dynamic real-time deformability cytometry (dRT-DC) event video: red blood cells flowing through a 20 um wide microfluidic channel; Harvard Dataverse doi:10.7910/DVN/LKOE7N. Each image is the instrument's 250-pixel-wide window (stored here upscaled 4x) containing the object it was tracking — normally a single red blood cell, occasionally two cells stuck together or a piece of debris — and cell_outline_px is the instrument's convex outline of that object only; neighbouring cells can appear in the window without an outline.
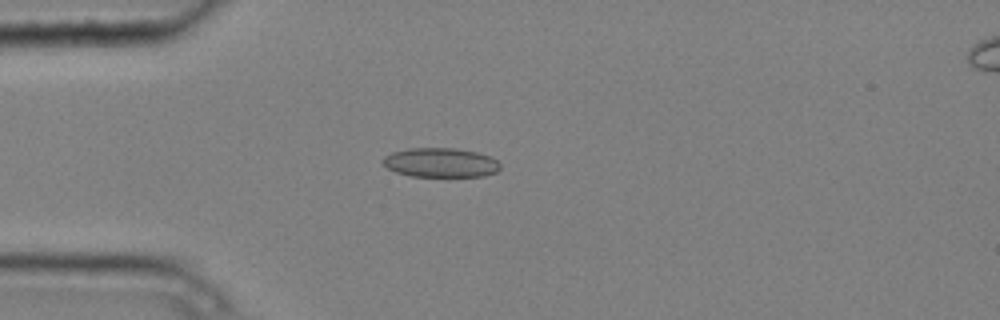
{"species": "common noctule bat (a hibernating species)", "species_latin": "Nyctalus noctula", "temperature_condition": "cold", "stored_images_in_passage": 4, "camera_frame_rate_fps": 3000, "um_per_image_px": 0.085, "animal": {"sex": "male", "body_mass_g": 20.4}, "frame": {"image": 1, "passage_image": 4, "time_ms": 1.0, "image_size_px": [1000, 320], "cell_outline_px": [[500, 168], [496, 172], [484, 176], [412, 176], [396, 172], [388, 168], [380, 160], [384, 156], [392, 152], [408, 148], [452, 148], [476, 152], [492, 156], [500, 164]], "centroid_in_image_um": [37.45, 13.81], "position_along_channel_um": 47.6, "area_um2": 20.06}}